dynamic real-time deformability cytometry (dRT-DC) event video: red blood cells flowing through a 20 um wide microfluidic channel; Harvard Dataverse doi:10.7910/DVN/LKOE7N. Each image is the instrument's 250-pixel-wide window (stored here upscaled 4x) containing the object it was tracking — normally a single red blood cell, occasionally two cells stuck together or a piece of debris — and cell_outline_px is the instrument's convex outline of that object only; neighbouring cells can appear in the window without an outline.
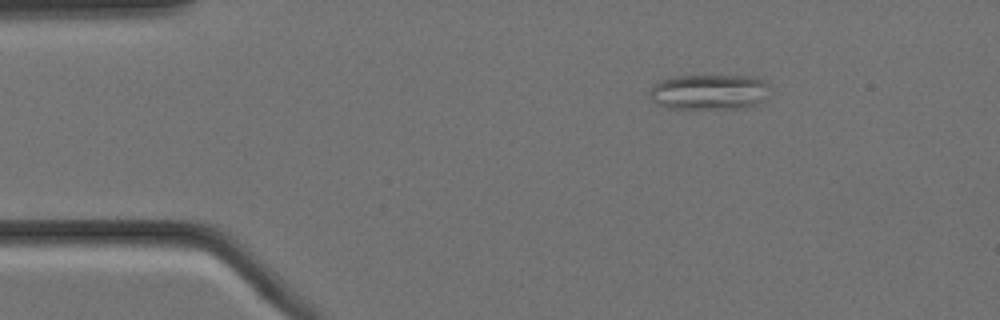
{"species": "Egyptian fruit bat (a non-hibernating species)", "species_latin": "Rousettus aegyptiacus", "temperature_condition": "cold", "stored_images_in_passage": 3, "camera_frame_rate_fps": 3000, "um_per_image_px": 0.085, "animal": {"sex": "female"}, "frame": {"image": 1, "passage_image": 1, "time_ms": 0.0, "image_size_px": [1000, 320], "cell_outline_px": [[768, 84], [760, 100], [756, 104], [736, 108], [668, 108], [656, 104], [648, 96], [648, 92], [660, 80], [676, 76], [752, 76], [764, 80]], "centroid_in_image_um": [60.18, 7.81], "position_along_channel_um": 24.8, "area_um2": 24.28}}